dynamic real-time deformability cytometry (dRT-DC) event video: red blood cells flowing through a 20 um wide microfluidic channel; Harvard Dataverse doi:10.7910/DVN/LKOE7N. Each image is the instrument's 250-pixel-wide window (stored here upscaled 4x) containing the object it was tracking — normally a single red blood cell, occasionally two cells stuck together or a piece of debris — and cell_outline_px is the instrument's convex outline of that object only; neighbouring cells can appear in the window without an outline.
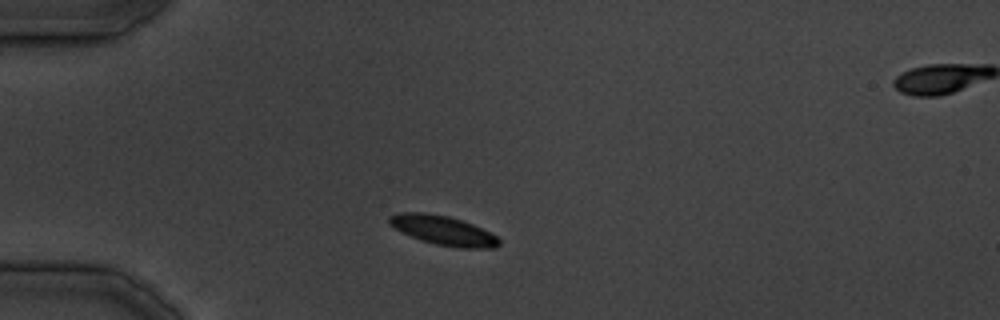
{"species": "common noctule bat (a hibernating species)", "species_latin": "Nyctalus noctula", "temperature_condition": "cold", "stored_images_in_passage": 32, "camera_frame_rate_fps": 3000, "um_per_image_px": 0.085, "animal": {"sex": "male", "body_mass_g": 19.5, "forearm_length_mm": 54.6}, "frame": {"image": 1, "passage_image": 5, "time_ms": 4.667, "image_size_px": [1000, 320], "cell_outline_px": [[500, 244], [496, 248], [456, 248], [436, 244], [420, 240], [388, 224], [388, 216], [396, 212], [424, 212], [448, 216], [472, 224], [496, 236], [500, 240]], "centroid_in_image_um": [37.65, 19.58], "position_along_channel_um": 47.4, "area_um2": 18.67}}
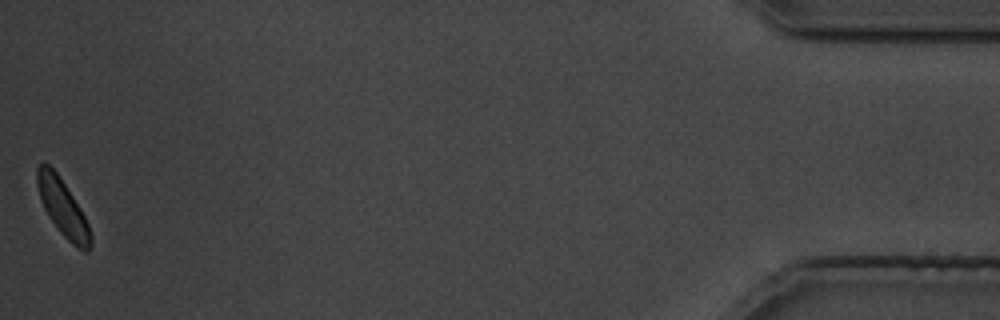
{"frame": {"image": 2, "passage_image": 32, "time_ms": 38.333, "image_size_px": [1000, 320], "cell_outline_px": [[92, 244], [88, 252], [84, 252], [76, 248], [60, 232], [48, 216], [40, 200], [36, 184], [36, 168], [44, 160], [56, 172], [80, 208], [88, 224], [92, 236]], "centroid_in_image_um": [5.32, 17.68], "position_along_channel_um": 429.9, "area_um2": 17.69}}